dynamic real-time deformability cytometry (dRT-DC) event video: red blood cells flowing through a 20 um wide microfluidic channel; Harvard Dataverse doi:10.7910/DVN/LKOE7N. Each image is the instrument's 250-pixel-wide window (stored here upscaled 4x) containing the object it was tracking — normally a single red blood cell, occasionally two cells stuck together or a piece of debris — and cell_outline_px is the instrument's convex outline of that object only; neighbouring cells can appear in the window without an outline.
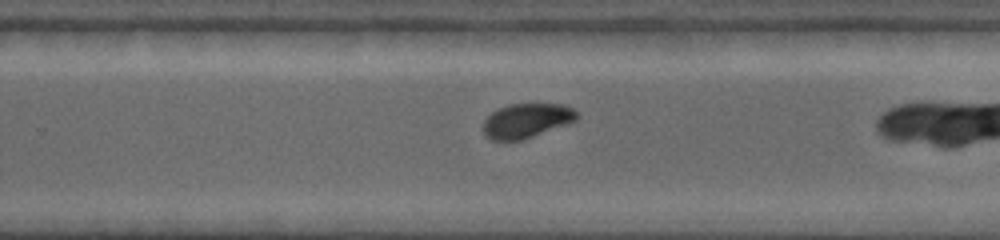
{"species": "common noctule bat (a hibernating species)", "species_latin": "Nyctalus noctula", "temperature_condition": "warm", "stored_images_in_passage": 27, "camera_frame_rate_fps": 4500, "um_per_image_px": 0.085, "animal": {"sex": "female", "body_mass_g": 19.0, "forearm_length_mm": 53.3}, "frame": {"image": 1, "passage_image": 16, "time_ms": 6.667, "image_size_px": [1000, 240], "cell_outline_px": [[580, 116], [576, 120], [532, 136], [520, 140], [492, 140], [484, 132], [484, 120], [492, 112], [508, 104], [564, 104], [572, 108]], "centroid_in_image_um": [44.76, 10.23], "position_along_channel_um": 285.0, "area_um2": 18.38}, "authors_computed_cell_mechanics": {"area_um2": 19.652, "velocity_mm_per_s": 3.7826, "shape_relaxation_time_tau1_ms": 2.9793, "shape_relaxation_time_tau2_ms": 1.3823, "deformation_change_tau1": 0.1173, "deformation_change_tau2": 0.0363}}